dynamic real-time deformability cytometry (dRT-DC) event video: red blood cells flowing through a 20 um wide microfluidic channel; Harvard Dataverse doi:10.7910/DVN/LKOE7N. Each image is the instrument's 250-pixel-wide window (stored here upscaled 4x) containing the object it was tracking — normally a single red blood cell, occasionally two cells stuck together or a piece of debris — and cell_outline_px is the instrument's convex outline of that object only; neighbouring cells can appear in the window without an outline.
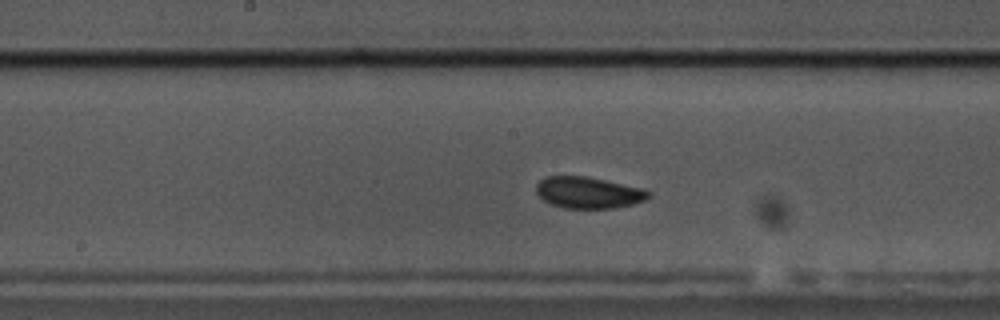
{"species": "common noctule bat (a hibernating species)", "species_latin": "Nyctalus noctula", "temperature_condition": "cold", "stored_images_in_passage": 56, "camera_frame_rate_fps": 3000, "um_per_image_px": 0.085, "animal": {"sex": "male", "body_mass_g": 17.5, "forearm_length_mm": 52.3}, "frame": {"image": 1, "passage_image": 25, "time_ms": 8.0, "image_size_px": [1000, 320], "cell_outline_px": [[648, 196], [644, 200], [632, 204], [616, 208], [564, 208], [552, 204], [544, 200], [536, 192], [536, 184], [544, 176], [584, 176], [604, 180], [640, 188], [648, 192]], "centroid_in_image_um": [49.94, 16.37], "position_along_channel_um": 198.3, "area_um2": 20.23}}
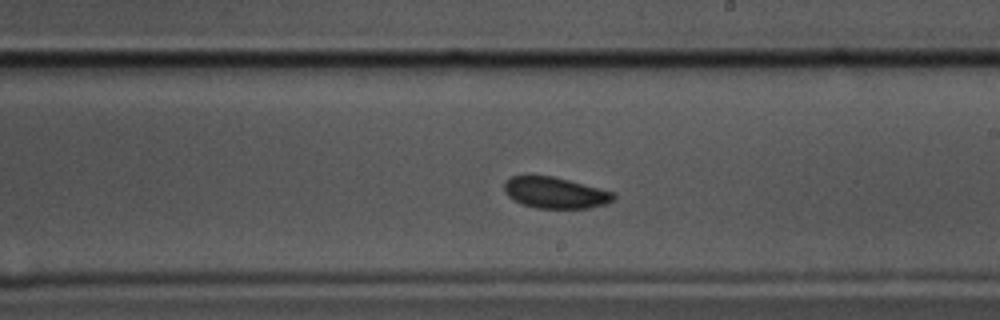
{"frame": {"image": 2, "passage_image": 29, "time_ms": 9.333, "image_size_px": [1000, 320], "cell_outline_px": [[616, 196], [608, 204], [588, 208], [536, 208], [524, 204], [508, 196], [504, 192], [504, 180], [512, 176], [552, 176], [616, 192]], "centroid_in_image_um": [47.22, 16.38], "position_along_channel_um": 241.8, "area_um2": 19.83}}
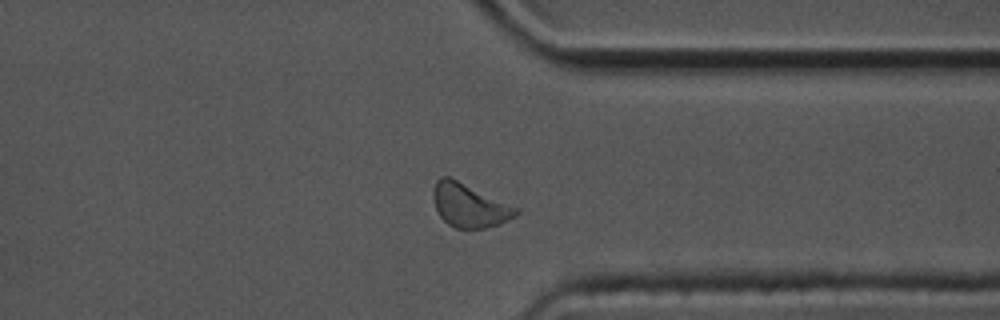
{"frame": {"image": 3, "passage_image": 41, "time_ms": 13.333, "image_size_px": [1000, 320], "cell_outline_px": [[520, 212], [516, 216], [500, 224], [484, 228], [456, 228], [448, 224], [440, 216], [436, 208], [432, 196], [432, 188], [436, 180], [440, 176], [448, 176], [520, 208]], "centroid_in_image_um": [39.9, 17.45], "position_along_channel_um": 371.5, "area_um2": 21.1}, "authors_computed_cell_mechanics": {"area_um2": 20.7213, "velocity_mm_per_s": 3.2778, "shape_relaxation_time_tau1_ms": 2.3961, "shape_relaxation_time_tau2_ms": null, "deformation_change_tau1": 0.0582, "deformation_change_tau2": null}}